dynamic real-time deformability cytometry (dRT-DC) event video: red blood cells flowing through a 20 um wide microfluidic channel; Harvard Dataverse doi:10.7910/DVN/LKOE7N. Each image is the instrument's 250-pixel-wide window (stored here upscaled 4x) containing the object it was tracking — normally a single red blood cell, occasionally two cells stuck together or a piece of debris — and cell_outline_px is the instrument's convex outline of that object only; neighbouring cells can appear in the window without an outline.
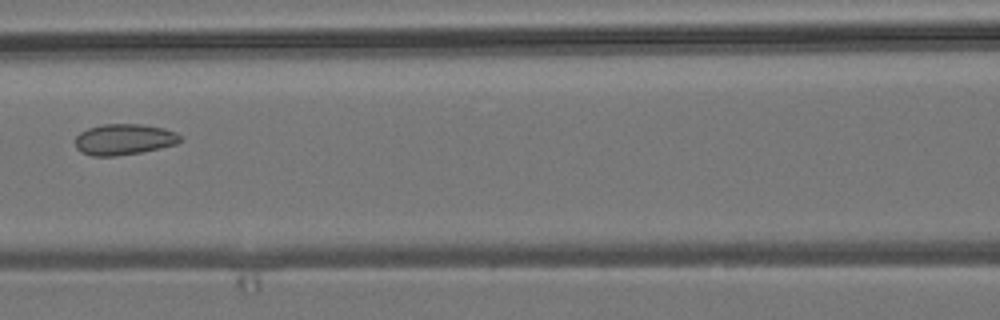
{"species": "common noctule bat (a hibernating species)", "species_latin": "Nyctalus noctula", "temperature_condition": "room temperature", "stored_images_in_passage": 7, "camera_frame_rate_fps": 3000, "um_per_image_px": 0.085, "animal": {"sex": "male", "body_mass_g": 19.2, "forearm_length_mm": 51.8}, "frame": {"image": 1, "passage_image": 5, "time_ms": 4.667, "image_size_px": [1000, 320], "cell_outline_px": [[184, 140], [176, 144], [160, 148], [140, 152], [116, 156], [92, 156], [80, 152], [76, 148], [76, 136], [80, 132], [88, 128], [104, 124], [140, 124], [164, 128], [176, 132]], "centroid_in_image_um": [10.55, 11.85], "position_along_channel_um": 156.1, "area_um2": 19.02}}
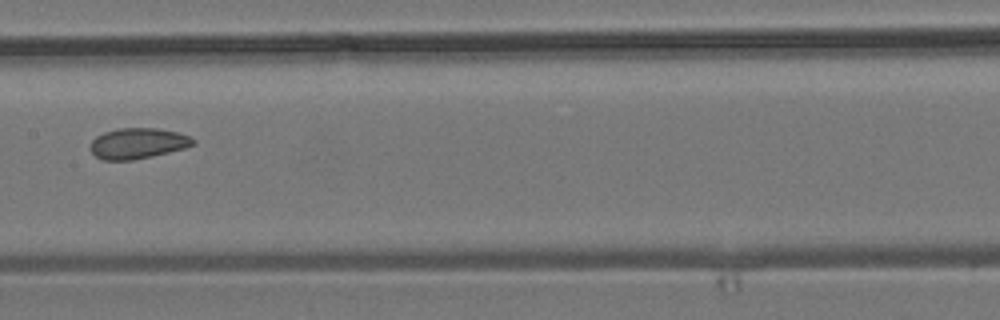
{"frame": {"image": 2, "passage_image": 6, "time_ms": 5.667, "image_size_px": [1000, 320], "cell_outline_px": [[196, 144], [184, 148], [152, 156], [132, 160], [104, 160], [96, 156], [88, 148], [92, 140], [96, 136], [104, 132], [120, 128], [156, 128], [180, 132], [196, 140]], "centroid_in_image_um": [11.71, 12.18], "position_along_channel_um": 195.7, "area_um2": 18.44}}